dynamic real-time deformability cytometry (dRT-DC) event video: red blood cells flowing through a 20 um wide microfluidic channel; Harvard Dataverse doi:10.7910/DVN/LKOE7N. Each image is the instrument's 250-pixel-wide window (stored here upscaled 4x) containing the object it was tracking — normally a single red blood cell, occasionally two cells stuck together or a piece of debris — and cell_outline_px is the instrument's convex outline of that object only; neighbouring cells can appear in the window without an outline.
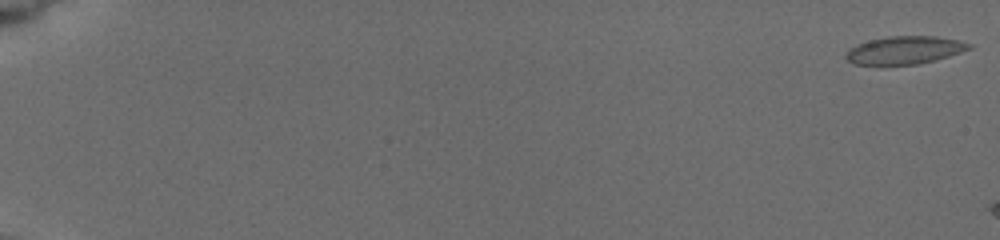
{"species": "common noctule bat (a hibernating species)", "species_latin": "Nyctalus noctula", "temperature_condition": "cold", "stored_images_in_passage": 11, "camera_frame_rate_fps": 3000, "um_per_image_px": 0.085, "animal": {"sex": "female", "body_mass_g": 19.5, "forearm_length_mm": 54.1}, "frame": {"image": 1, "passage_image": 1, "time_ms": 0.0, "image_size_px": [1000, 240], "cell_outline_px": [[972, 48], [948, 56], [916, 64], [852, 64], [844, 56], [856, 44], [868, 40], [888, 36], [936, 36], [956, 40], [972, 44]], "centroid_in_image_um": [76.88, 4.25], "position_along_channel_um": 8.1, "area_um2": 19.65}}
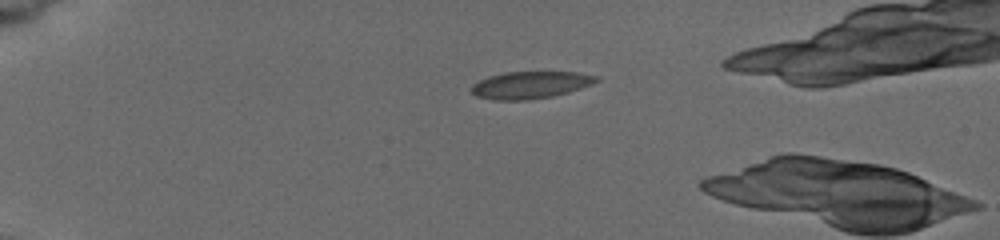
{"frame": {"image": 2, "passage_image": 8, "time_ms": 4.667, "image_size_px": [1000, 240], "cell_outline_px": [[600, 80], [592, 84], [568, 92], [552, 96], [528, 100], [492, 100], [476, 96], [468, 88], [472, 84], [488, 76], [504, 72], [576, 72], [600, 76]], "centroid_in_image_um": [45.06, 7.22], "position_along_channel_um": 39.9, "area_um2": 19.94}}